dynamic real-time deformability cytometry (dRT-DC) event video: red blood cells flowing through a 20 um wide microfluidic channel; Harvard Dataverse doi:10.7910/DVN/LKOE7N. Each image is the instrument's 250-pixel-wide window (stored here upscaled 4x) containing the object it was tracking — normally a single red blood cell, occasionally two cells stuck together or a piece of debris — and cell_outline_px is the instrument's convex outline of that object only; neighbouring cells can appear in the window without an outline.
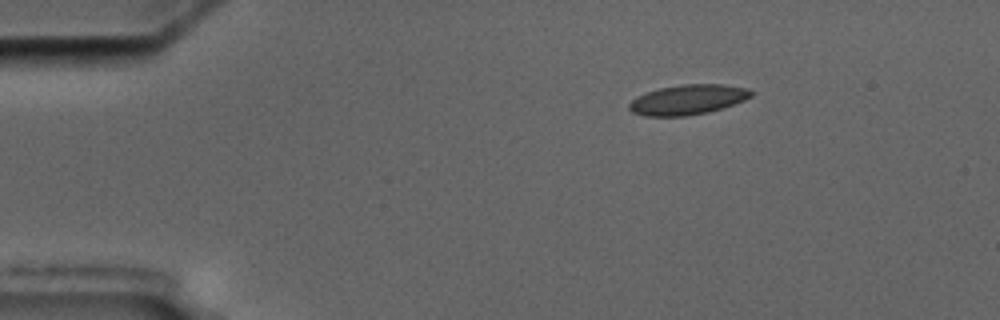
{"species": "common noctule bat (a hibernating species)", "species_latin": "Nyctalus noctula", "temperature_condition": "cold", "stored_images_in_passage": 4, "camera_frame_rate_fps": 3000, "um_per_image_px": 0.085, "animal": {"sex": "male", "body_mass_g": 17.5, "forearm_length_mm": 52.3}, "frame": {"image": 1, "passage_image": 1, "time_ms": 0.0, "image_size_px": [1000, 320], "cell_outline_px": [[752, 96], [744, 100], [708, 112], [684, 116], [644, 116], [632, 112], [628, 108], [628, 104], [636, 96], [660, 88], [680, 84], [724, 84], [748, 88], [752, 92]], "centroid_in_image_um": [58.44, 8.46], "position_along_channel_um": 26.6, "area_um2": 21.21}}
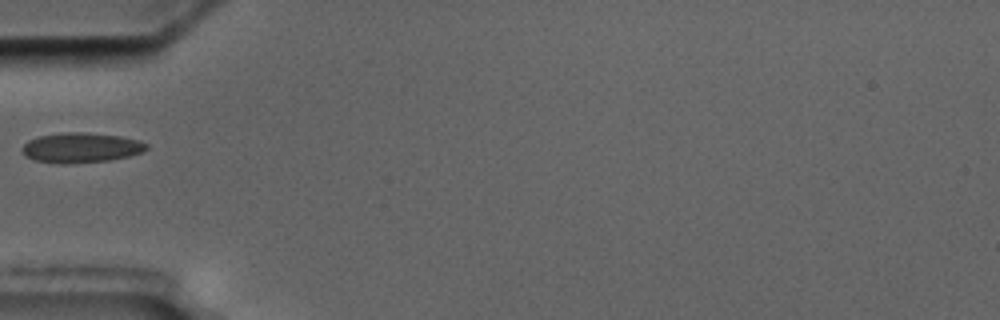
{"frame": {"image": 2, "passage_image": 4, "time_ms": 3.333, "image_size_px": [1000, 320], "cell_outline_px": [[148, 148], [140, 152], [128, 156], [108, 160], [72, 164], [60, 164], [36, 160], [24, 156], [20, 148], [28, 140], [40, 136], [60, 132], [84, 132], [120, 136], [140, 140], [148, 144]], "centroid_in_image_um": [6.85, 12.55], "position_along_channel_um": 78.1, "area_um2": 21.85}}